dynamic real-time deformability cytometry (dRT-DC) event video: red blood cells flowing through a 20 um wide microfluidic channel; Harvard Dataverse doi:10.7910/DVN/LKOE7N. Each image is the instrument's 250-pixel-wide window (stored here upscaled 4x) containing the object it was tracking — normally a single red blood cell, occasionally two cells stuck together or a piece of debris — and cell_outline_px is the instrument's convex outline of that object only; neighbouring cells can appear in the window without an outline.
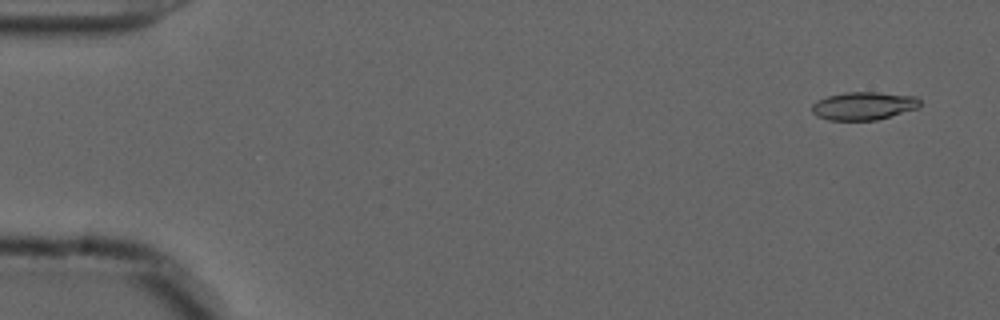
{"species": "common noctule bat (a hibernating species)", "species_latin": "Nyctalus noctula", "temperature_condition": "cold", "stored_images_in_passage": 51, "camera_frame_rate_fps": 3000, "um_per_image_px": 0.085, "animal": {"sex": "male", "forearm_length_mm": 52.5}, "frame": {"image": 1, "passage_image": 3, "time_ms": 0.667, "image_size_px": [1000, 320], "cell_outline_px": [[920, 108], [876, 120], [828, 120], [816, 116], [812, 112], [812, 104], [816, 100], [828, 96], [844, 92], [876, 92], [916, 96], [920, 100]], "centroid_in_image_um": [73.41, 9.0], "position_along_channel_um": 11.6, "area_um2": 17.8}}
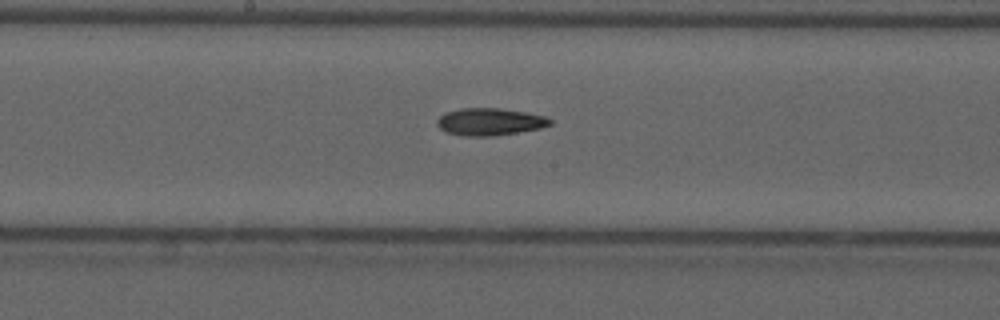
{"frame": {"image": 2, "passage_image": 29, "time_ms": 9.333, "image_size_px": [1000, 320], "cell_outline_px": [[552, 124], [540, 128], [492, 136], [468, 136], [448, 132], [440, 128], [436, 124], [436, 120], [444, 112], [460, 108], [500, 108], [524, 112], [544, 116], [552, 120]], "centroid_in_image_um": [41.6, 10.34], "position_along_channel_um": 206.6, "area_um2": 17.8}}
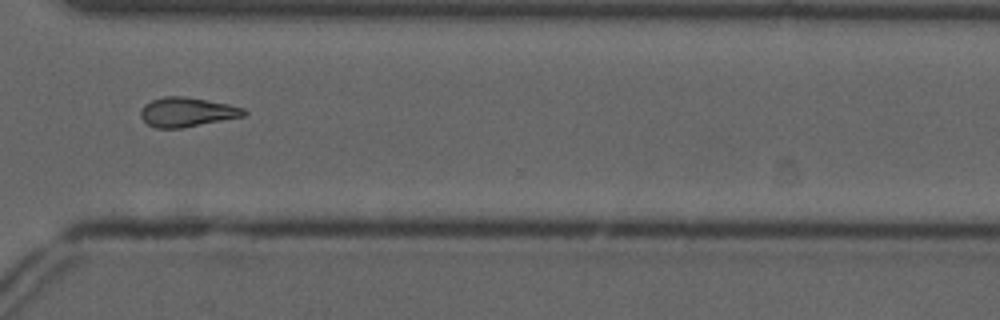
{"frame": {"image": 3, "passage_image": 41, "time_ms": 13.333, "image_size_px": [1000, 320], "cell_outline_px": [[248, 112], [244, 116], [180, 128], [156, 128], [148, 124], [140, 116], [140, 112], [144, 104], [152, 100], [164, 96], [184, 96], [228, 104], [244, 108]], "centroid_in_image_um": [15.88, 9.52], "position_along_channel_um": 354.7, "area_um2": 17.51}}